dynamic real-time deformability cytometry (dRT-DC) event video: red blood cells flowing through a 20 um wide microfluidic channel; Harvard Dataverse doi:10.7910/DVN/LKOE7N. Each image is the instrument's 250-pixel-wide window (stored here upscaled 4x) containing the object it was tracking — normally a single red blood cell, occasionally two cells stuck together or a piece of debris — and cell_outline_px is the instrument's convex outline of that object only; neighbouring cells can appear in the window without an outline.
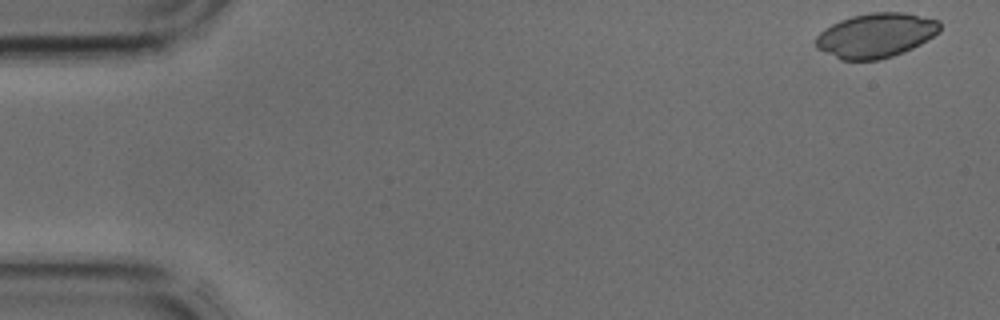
{"species": "common noctule bat (a hibernating species)", "species_latin": "Nyctalus noctula", "temperature_condition": "cold", "stored_images_in_passage": 12, "camera_frame_rate_fps": 3000, "um_per_image_px": 0.085, "animal": {"sex": "male", "body_mass_g": 17.9, "forearm_length_mm": 54.2}, "frame": {"image": 1, "passage_image": 1, "time_ms": 0.0, "image_size_px": [1000, 320], "cell_outline_px": [[940, 32], [920, 44], [904, 52], [880, 60], [840, 60], [816, 48], [816, 36], [824, 28], [840, 20], [852, 16], [872, 12], [904, 12], [940, 20]], "centroid_in_image_um": [74.45, 3.01], "position_along_channel_um": 10.6, "area_um2": 32.31}}